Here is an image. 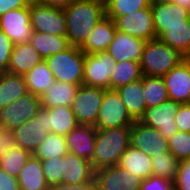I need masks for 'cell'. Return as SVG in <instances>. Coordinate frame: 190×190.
<instances>
[{
	"label": "cell",
	"instance_id": "cell-43",
	"mask_svg": "<svg viewBox=\"0 0 190 190\" xmlns=\"http://www.w3.org/2000/svg\"><path fill=\"white\" fill-rule=\"evenodd\" d=\"M180 132H190V103L180 104L174 118Z\"/></svg>",
	"mask_w": 190,
	"mask_h": 190
},
{
	"label": "cell",
	"instance_id": "cell-50",
	"mask_svg": "<svg viewBox=\"0 0 190 190\" xmlns=\"http://www.w3.org/2000/svg\"><path fill=\"white\" fill-rule=\"evenodd\" d=\"M174 4L179 5L183 9L190 12V0H179V2H175Z\"/></svg>",
	"mask_w": 190,
	"mask_h": 190
},
{
	"label": "cell",
	"instance_id": "cell-12",
	"mask_svg": "<svg viewBox=\"0 0 190 190\" xmlns=\"http://www.w3.org/2000/svg\"><path fill=\"white\" fill-rule=\"evenodd\" d=\"M116 29L128 35L149 41L156 39L151 6L119 16L115 20Z\"/></svg>",
	"mask_w": 190,
	"mask_h": 190
},
{
	"label": "cell",
	"instance_id": "cell-13",
	"mask_svg": "<svg viewBox=\"0 0 190 190\" xmlns=\"http://www.w3.org/2000/svg\"><path fill=\"white\" fill-rule=\"evenodd\" d=\"M0 29L14 45L30 42L33 33L30 23V5L10 10L0 16Z\"/></svg>",
	"mask_w": 190,
	"mask_h": 190
},
{
	"label": "cell",
	"instance_id": "cell-38",
	"mask_svg": "<svg viewBox=\"0 0 190 190\" xmlns=\"http://www.w3.org/2000/svg\"><path fill=\"white\" fill-rule=\"evenodd\" d=\"M169 151L178 160L190 158V132L177 131L168 139Z\"/></svg>",
	"mask_w": 190,
	"mask_h": 190
},
{
	"label": "cell",
	"instance_id": "cell-49",
	"mask_svg": "<svg viewBox=\"0 0 190 190\" xmlns=\"http://www.w3.org/2000/svg\"><path fill=\"white\" fill-rule=\"evenodd\" d=\"M150 5H160V4H174L179 2V0H149Z\"/></svg>",
	"mask_w": 190,
	"mask_h": 190
},
{
	"label": "cell",
	"instance_id": "cell-9",
	"mask_svg": "<svg viewBox=\"0 0 190 190\" xmlns=\"http://www.w3.org/2000/svg\"><path fill=\"white\" fill-rule=\"evenodd\" d=\"M12 131L15 144L33 154L38 145L50 133V126H48L47 122V110L41 107L34 118L27 120Z\"/></svg>",
	"mask_w": 190,
	"mask_h": 190
},
{
	"label": "cell",
	"instance_id": "cell-42",
	"mask_svg": "<svg viewBox=\"0 0 190 190\" xmlns=\"http://www.w3.org/2000/svg\"><path fill=\"white\" fill-rule=\"evenodd\" d=\"M140 190H175L174 182L159 176L151 175L142 180Z\"/></svg>",
	"mask_w": 190,
	"mask_h": 190
},
{
	"label": "cell",
	"instance_id": "cell-46",
	"mask_svg": "<svg viewBox=\"0 0 190 190\" xmlns=\"http://www.w3.org/2000/svg\"><path fill=\"white\" fill-rule=\"evenodd\" d=\"M0 190H20L17 178L9 175L2 168H0Z\"/></svg>",
	"mask_w": 190,
	"mask_h": 190
},
{
	"label": "cell",
	"instance_id": "cell-20",
	"mask_svg": "<svg viewBox=\"0 0 190 190\" xmlns=\"http://www.w3.org/2000/svg\"><path fill=\"white\" fill-rule=\"evenodd\" d=\"M116 30L115 21L104 16L88 35L87 40L80 49L85 54H95L106 51L114 40Z\"/></svg>",
	"mask_w": 190,
	"mask_h": 190
},
{
	"label": "cell",
	"instance_id": "cell-1",
	"mask_svg": "<svg viewBox=\"0 0 190 190\" xmlns=\"http://www.w3.org/2000/svg\"><path fill=\"white\" fill-rule=\"evenodd\" d=\"M63 11L67 24V38L71 46L81 47L105 16L104 0H76Z\"/></svg>",
	"mask_w": 190,
	"mask_h": 190
},
{
	"label": "cell",
	"instance_id": "cell-6",
	"mask_svg": "<svg viewBox=\"0 0 190 190\" xmlns=\"http://www.w3.org/2000/svg\"><path fill=\"white\" fill-rule=\"evenodd\" d=\"M106 89L81 85L72 103V111L80 125L95 126Z\"/></svg>",
	"mask_w": 190,
	"mask_h": 190
},
{
	"label": "cell",
	"instance_id": "cell-24",
	"mask_svg": "<svg viewBox=\"0 0 190 190\" xmlns=\"http://www.w3.org/2000/svg\"><path fill=\"white\" fill-rule=\"evenodd\" d=\"M143 90V77L116 89L128 113L135 121L143 116L146 109Z\"/></svg>",
	"mask_w": 190,
	"mask_h": 190
},
{
	"label": "cell",
	"instance_id": "cell-17",
	"mask_svg": "<svg viewBox=\"0 0 190 190\" xmlns=\"http://www.w3.org/2000/svg\"><path fill=\"white\" fill-rule=\"evenodd\" d=\"M146 41L132 37L127 33L116 30L114 40L106 52L116 61L127 60L140 62Z\"/></svg>",
	"mask_w": 190,
	"mask_h": 190
},
{
	"label": "cell",
	"instance_id": "cell-18",
	"mask_svg": "<svg viewBox=\"0 0 190 190\" xmlns=\"http://www.w3.org/2000/svg\"><path fill=\"white\" fill-rule=\"evenodd\" d=\"M96 134L95 126L78 124L65 136L69 153L91 161L94 154Z\"/></svg>",
	"mask_w": 190,
	"mask_h": 190
},
{
	"label": "cell",
	"instance_id": "cell-33",
	"mask_svg": "<svg viewBox=\"0 0 190 190\" xmlns=\"http://www.w3.org/2000/svg\"><path fill=\"white\" fill-rule=\"evenodd\" d=\"M69 153L66 143V137L49 133L44 141L38 145L33 155L40 160H45L53 157H62Z\"/></svg>",
	"mask_w": 190,
	"mask_h": 190
},
{
	"label": "cell",
	"instance_id": "cell-16",
	"mask_svg": "<svg viewBox=\"0 0 190 190\" xmlns=\"http://www.w3.org/2000/svg\"><path fill=\"white\" fill-rule=\"evenodd\" d=\"M162 78L169 99L181 104L190 103V63L187 58Z\"/></svg>",
	"mask_w": 190,
	"mask_h": 190
},
{
	"label": "cell",
	"instance_id": "cell-15",
	"mask_svg": "<svg viewBox=\"0 0 190 190\" xmlns=\"http://www.w3.org/2000/svg\"><path fill=\"white\" fill-rule=\"evenodd\" d=\"M131 146L150 157L169 151L168 140L157 129L142 124L139 120L131 126Z\"/></svg>",
	"mask_w": 190,
	"mask_h": 190
},
{
	"label": "cell",
	"instance_id": "cell-36",
	"mask_svg": "<svg viewBox=\"0 0 190 190\" xmlns=\"http://www.w3.org/2000/svg\"><path fill=\"white\" fill-rule=\"evenodd\" d=\"M32 153L22 149L19 146H14L11 150L0 157V168L5 170L9 175L16 177L29 160Z\"/></svg>",
	"mask_w": 190,
	"mask_h": 190
},
{
	"label": "cell",
	"instance_id": "cell-29",
	"mask_svg": "<svg viewBox=\"0 0 190 190\" xmlns=\"http://www.w3.org/2000/svg\"><path fill=\"white\" fill-rule=\"evenodd\" d=\"M46 110L50 133L66 136L78 126V122L71 107H52Z\"/></svg>",
	"mask_w": 190,
	"mask_h": 190
},
{
	"label": "cell",
	"instance_id": "cell-4",
	"mask_svg": "<svg viewBox=\"0 0 190 190\" xmlns=\"http://www.w3.org/2000/svg\"><path fill=\"white\" fill-rule=\"evenodd\" d=\"M85 53L71 46L66 51L53 54L44 61L56 81L83 85Z\"/></svg>",
	"mask_w": 190,
	"mask_h": 190
},
{
	"label": "cell",
	"instance_id": "cell-47",
	"mask_svg": "<svg viewBox=\"0 0 190 190\" xmlns=\"http://www.w3.org/2000/svg\"><path fill=\"white\" fill-rule=\"evenodd\" d=\"M31 0H0V16L10 10L28 7Z\"/></svg>",
	"mask_w": 190,
	"mask_h": 190
},
{
	"label": "cell",
	"instance_id": "cell-44",
	"mask_svg": "<svg viewBox=\"0 0 190 190\" xmlns=\"http://www.w3.org/2000/svg\"><path fill=\"white\" fill-rule=\"evenodd\" d=\"M15 144L13 131L0 125V157L11 150Z\"/></svg>",
	"mask_w": 190,
	"mask_h": 190
},
{
	"label": "cell",
	"instance_id": "cell-48",
	"mask_svg": "<svg viewBox=\"0 0 190 190\" xmlns=\"http://www.w3.org/2000/svg\"><path fill=\"white\" fill-rule=\"evenodd\" d=\"M31 1L48 7L64 9L70 6L76 0H31Z\"/></svg>",
	"mask_w": 190,
	"mask_h": 190
},
{
	"label": "cell",
	"instance_id": "cell-37",
	"mask_svg": "<svg viewBox=\"0 0 190 190\" xmlns=\"http://www.w3.org/2000/svg\"><path fill=\"white\" fill-rule=\"evenodd\" d=\"M150 6L149 0H104L105 16L114 21L119 16L145 9Z\"/></svg>",
	"mask_w": 190,
	"mask_h": 190
},
{
	"label": "cell",
	"instance_id": "cell-22",
	"mask_svg": "<svg viewBox=\"0 0 190 190\" xmlns=\"http://www.w3.org/2000/svg\"><path fill=\"white\" fill-rule=\"evenodd\" d=\"M95 170L90 161L67 153L64 156V172L62 183L81 184L94 178Z\"/></svg>",
	"mask_w": 190,
	"mask_h": 190
},
{
	"label": "cell",
	"instance_id": "cell-34",
	"mask_svg": "<svg viewBox=\"0 0 190 190\" xmlns=\"http://www.w3.org/2000/svg\"><path fill=\"white\" fill-rule=\"evenodd\" d=\"M143 89L146 108L157 106L169 99L162 77L143 75Z\"/></svg>",
	"mask_w": 190,
	"mask_h": 190
},
{
	"label": "cell",
	"instance_id": "cell-26",
	"mask_svg": "<svg viewBox=\"0 0 190 190\" xmlns=\"http://www.w3.org/2000/svg\"><path fill=\"white\" fill-rule=\"evenodd\" d=\"M118 165L142 180L153 175L151 157L131 145L121 156Z\"/></svg>",
	"mask_w": 190,
	"mask_h": 190
},
{
	"label": "cell",
	"instance_id": "cell-2",
	"mask_svg": "<svg viewBox=\"0 0 190 190\" xmlns=\"http://www.w3.org/2000/svg\"><path fill=\"white\" fill-rule=\"evenodd\" d=\"M131 145V127L97 129L92 168L118 165L121 156Z\"/></svg>",
	"mask_w": 190,
	"mask_h": 190
},
{
	"label": "cell",
	"instance_id": "cell-35",
	"mask_svg": "<svg viewBox=\"0 0 190 190\" xmlns=\"http://www.w3.org/2000/svg\"><path fill=\"white\" fill-rule=\"evenodd\" d=\"M153 175L175 181L180 161L170 151L151 157Z\"/></svg>",
	"mask_w": 190,
	"mask_h": 190
},
{
	"label": "cell",
	"instance_id": "cell-5",
	"mask_svg": "<svg viewBox=\"0 0 190 190\" xmlns=\"http://www.w3.org/2000/svg\"><path fill=\"white\" fill-rule=\"evenodd\" d=\"M134 122L117 91L106 89L96 121V129L131 127Z\"/></svg>",
	"mask_w": 190,
	"mask_h": 190
},
{
	"label": "cell",
	"instance_id": "cell-41",
	"mask_svg": "<svg viewBox=\"0 0 190 190\" xmlns=\"http://www.w3.org/2000/svg\"><path fill=\"white\" fill-rule=\"evenodd\" d=\"M174 188L175 190H190V158L180 161Z\"/></svg>",
	"mask_w": 190,
	"mask_h": 190
},
{
	"label": "cell",
	"instance_id": "cell-21",
	"mask_svg": "<svg viewBox=\"0 0 190 190\" xmlns=\"http://www.w3.org/2000/svg\"><path fill=\"white\" fill-rule=\"evenodd\" d=\"M42 61L43 58L29 42L15 44L11 53L8 72L24 76Z\"/></svg>",
	"mask_w": 190,
	"mask_h": 190
},
{
	"label": "cell",
	"instance_id": "cell-39",
	"mask_svg": "<svg viewBox=\"0 0 190 190\" xmlns=\"http://www.w3.org/2000/svg\"><path fill=\"white\" fill-rule=\"evenodd\" d=\"M42 169L48 185L62 182L64 172V156L41 160Z\"/></svg>",
	"mask_w": 190,
	"mask_h": 190
},
{
	"label": "cell",
	"instance_id": "cell-40",
	"mask_svg": "<svg viewBox=\"0 0 190 190\" xmlns=\"http://www.w3.org/2000/svg\"><path fill=\"white\" fill-rule=\"evenodd\" d=\"M13 46V42L0 29V73L8 72V65Z\"/></svg>",
	"mask_w": 190,
	"mask_h": 190
},
{
	"label": "cell",
	"instance_id": "cell-27",
	"mask_svg": "<svg viewBox=\"0 0 190 190\" xmlns=\"http://www.w3.org/2000/svg\"><path fill=\"white\" fill-rule=\"evenodd\" d=\"M28 93L24 76L9 72L0 73V109L12 104Z\"/></svg>",
	"mask_w": 190,
	"mask_h": 190
},
{
	"label": "cell",
	"instance_id": "cell-23",
	"mask_svg": "<svg viewBox=\"0 0 190 190\" xmlns=\"http://www.w3.org/2000/svg\"><path fill=\"white\" fill-rule=\"evenodd\" d=\"M81 85L56 81L40 97L41 107H71Z\"/></svg>",
	"mask_w": 190,
	"mask_h": 190
},
{
	"label": "cell",
	"instance_id": "cell-25",
	"mask_svg": "<svg viewBox=\"0 0 190 190\" xmlns=\"http://www.w3.org/2000/svg\"><path fill=\"white\" fill-rule=\"evenodd\" d=\"M20 190H49L41 160L33 154L17 176Z\"/></svg>",
	"mask_w": 190,
	"mask_h": 190
},
{
	"label": "cell",
	"instance_id": "cell-19",
	"mask_svg": "<svg viewBox=\"0 0 190 190\" xmlns=\"http://www.w3.org/2000/svg\"><path fill=\"white\" fill-rule=\"evenodd\" d=\"M153 15L156 38L167 30L168 26L186 25L190 12L176 4L150 5Z\"/></svg>",
	"mask_w": 190,
	"mask_h": 190
},
{
	"label": "cell",
	"instance_id": "cell-14",
	"mask_svg": "<svg viewBox=\"0 0 190 190\" xmlns=\"http://www.w3.org/2000/svg\"><path fill=\"white\" fill-rule=\"evenodd\" d=\"M98 190H140L142 179L119 165L95 170Z\"/></svg>",
	"mask_w": 190,
	"mask_h": 190
},
{
	"label": "cell",
	"instance_id": "cell-3",
	"mask_svg": "<svg viewBox=\"0 0 190 190\" xmlns=\"http://www.w3.org/2000/svg\"><path fill=\"white\" fill-rule=\"evenodd\" d=\"M185 58L179 51L156 38L146 41L140 66L143 75L162 77Z\"/></svg>",
	"mask_w": 190,
	"mask_h": 190
},
{
	"label": "cell",
	"instance_id": "cell-45",
	"mask_svg": "<svg viewBox=\"0 0 190 190\" xmlns=\"http://www.w3.org/2000/svg\"><path fill=\"white\" fill-rule=\"evenodd\" d=\"M49 190H98L95 179L81 184L58 183L49 186Z\"/></svg>",
	"mask_w": 190,
	"mask_h": 190
},
{
	"label": "cell",
	"instance_id": "cell-31",
	"mask_svg": "<svg viewBox=\"0 0 190 190\" xmlns=\"http://www.w3.org/2000/svg\"><path fill=\"white\" fill-rule=\"evenodd\" d=\"M173 49L179 51L184 57L190 56V20L186 25L168 26L167 30L158 37Z\"/></svg>",
	"mask_w": 190,
	"mask_h": 190
},
{
	"label": "cell",
	"instance_id": "cell-8",
	"mask_svg": "<svg viewBox=\"0 0 190 190\" xmlns=\"http://www.w3.org/2000/svg\"><path fill=\"white\" fill-rule=\"evenodd\" d=\"M116 61L106 52L85 54L83 85L110 89Z\"/></svg>",
	"mask_w": 190,
	"mask_h": 190
},
{
	"label": "cell",
	"instance_id": "cell-30",
	"mask_svg": "<svg viewBox=\"0 0 190 190\" xmlns=\"http://www.w3.org/2000/svg\"><path fill=\"white\" fill-rule=\"evenodd\" d=\"M28 92L41 97L55 82L54 75L43 60L24 75Z\"/></svg>",
	"mask_w": 190,
	"mask_h": 190
},
{
	"label": "cell",
	"instance_id": "cell-10",
	"mask_svg": "<svg viewBox=\"0 0 190 190\" xmlns=\"http://www.w3.org/2000/svg\"><path fill=\"white\" fill-rule=\"evenodd\" d=\"M40 108V97L28 92L12 104L0 109V125L14 130L34 118Z\"/></svg>",
	"mask_w": 190,
	"mask_h": 190
},
{
	"label": "cell",
	"instance_id": "cell-28",
	"mask_svg": "<svg viewBox=\"0 0 190 190\" xmlns=\"http://www.w3.org/2000/svg\"><path fill=\"white\" fill-rule=\"evenodd\" d=\"M45 60L47 57L66 51L71 47L67 37L33 31L29 42Z\"/></svg>",
	"mask_w": 190,
	"mask_h": 190
},
{
	"label": "cell",
	"instance_id": "cell-32",
	"mask_svg": "<svg viewBox=\"0 0 190 190\" xmlns=\"http://www.w3.org/2000/svg\"><path fill=\"white\" fill-rule=\"evenodd\" d=\"M143 77L140 62L127 60L116 62L110 79V89L116 90Z\"/></svg>",
	"mask_w": 190,
	"mask_h": 190
},
{
	"label": "cell",
	"instance_id": "cell-11",
	"mask_svg": "<svg viewBox=\"0 0 190 190\" xmlns=\"http://www.w3.org/2000/svg\"><path fill=\"white\" fill-rule=\"evenodd\" d=\"M180 104L168 99L157 106L146 108L139 121L157 129L168 140L178 131L174 118Z\"/></svg>",
	"mask_w": 190,
	"mask_h": 190
},
{
	"label": "cell",
	"instance_id": "cell-7",
	"mask_svg": "<svg viewBox=\"0 0 190 190\" xmlns=\"http://www.w3.org/2000/svg\"><path fill=\"white\" fill-rule=\"evenodd\" d=\"M30 23L33 31L67 37V24L63 9L31 1Z\"/></svg>",
	"mask_w": 190,
	"mask_h": 190
}]
</instances>
